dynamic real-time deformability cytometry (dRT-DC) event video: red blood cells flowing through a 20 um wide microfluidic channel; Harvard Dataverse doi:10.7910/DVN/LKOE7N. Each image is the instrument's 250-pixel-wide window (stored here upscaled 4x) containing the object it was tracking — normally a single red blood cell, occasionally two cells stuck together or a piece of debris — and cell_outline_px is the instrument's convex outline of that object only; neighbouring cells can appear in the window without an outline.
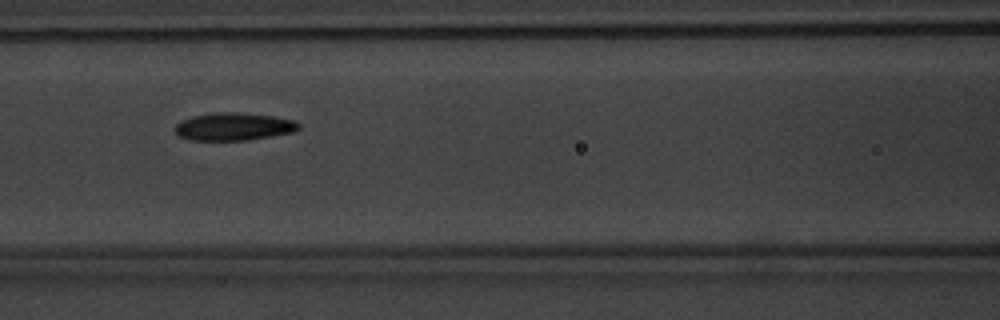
{"species": "common noctule bat (a hibernating species)", "species_latin": "Nyctalus noctula", "temperature_condition": "warm", "stored_images_in_passage": 9, "camera_frame_rate_fps": 3000, "um_per_image_px": 0.085, "animal": {"sex": "male", "body_mass_g": 20.1, "forearm_length_mm": 53.5}, "frame": {"image": 1, "passage_image": 7, "time_ms": 7.667, "image_size_px": [1000, 320], "cell_outline_px": [[300, 128], [296, 132], [248, 140], [188, 140], [180, 136], [172, 128], [180, 120], [192, 116], [212, 112], [240, 112], [272, 116], [296, 120], [300, 124]], "centroid_in_image_um": [19.86, 10.75], "position_along_channel_um": 146.7, "area_um2": 20.35}}
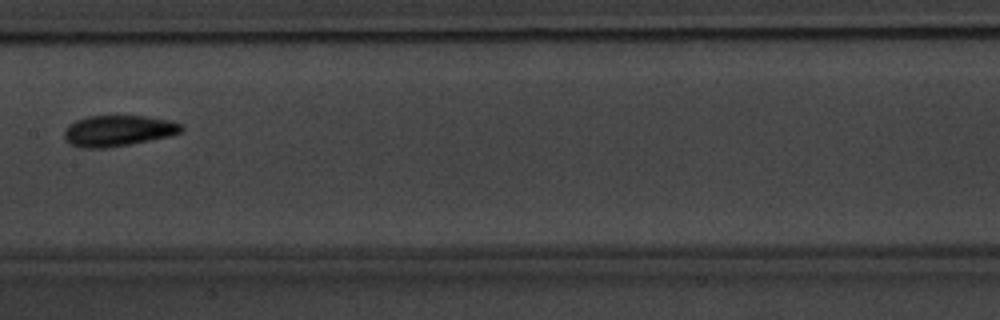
{"frame": {"image": 2, "passage_image": 8, "time_ms": 9.0, "image_size_px": [1000, 320], "cell_outline_px": [[184, 128], [180, 132], [172, 136], [128, 144], [104, 148], [80, 148], [64, 140], [64, 132], [68, 124], [76, 120], [88, 116], [144, 116], [172, 120], [180, 124]], "centroid_in_image_um": [10.03, 11.11], "position_along_channel_um": 197.4, "area_um2": 21.15}}
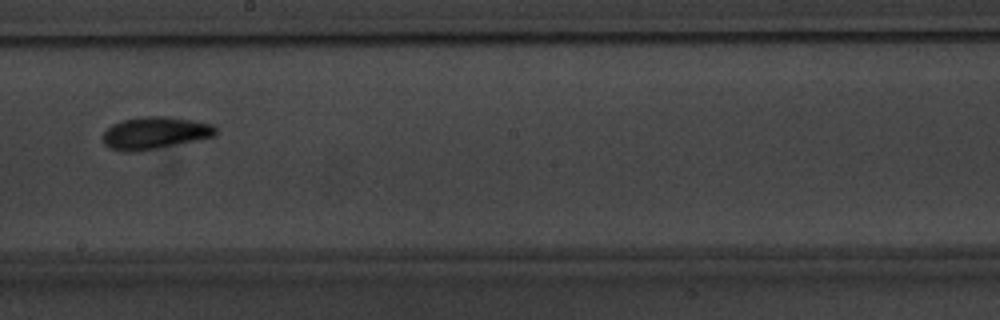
{"frame": {"image": 3, "passage_image": 9, "time_ms": 10.0, "image_size_px": [1000, 320], "cell_outline_px": [[216, 136], [136, 152], [124, 152], [108, 148], [104, 144], [104, 132], [112, 124], [124, 120], [144, 116], [168, 116], [192, 120], [212, 124], [216, 128]], "centroid_in_image_um": [13.16, 11.3], "position_along_channel_um": 235.0, "area_um2": 21.1}}